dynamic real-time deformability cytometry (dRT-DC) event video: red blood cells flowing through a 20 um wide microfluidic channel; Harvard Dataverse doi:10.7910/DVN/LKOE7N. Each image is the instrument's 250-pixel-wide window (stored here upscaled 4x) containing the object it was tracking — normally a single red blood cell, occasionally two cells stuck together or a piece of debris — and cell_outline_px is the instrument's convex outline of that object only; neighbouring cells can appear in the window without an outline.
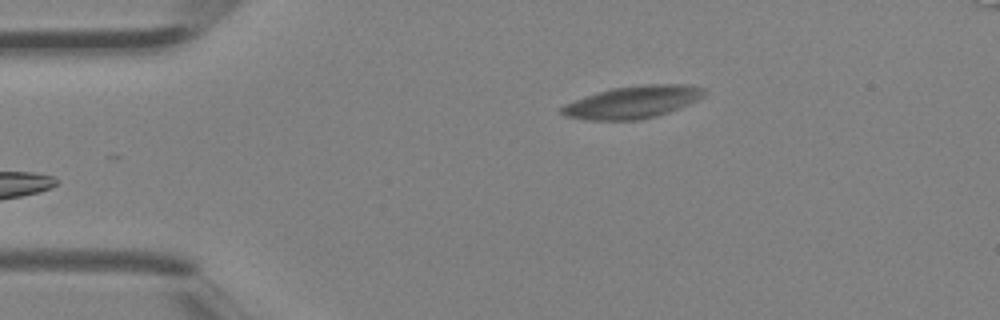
{"species": "Egyptian fruit bat (a non-hibernating species)", "species_latin": "Rousettus aegyptiacus", "temperature_condition": "room temperature", "stored_images_in_passage": 4, "camera_frame_rate_fps": 3000, "um_per_image_px": 0.085, "animal": {"sex": "female"}, "frame": {"image": 1, "passage_image": 4, "time_ms": 1.0, "image_size_px": [1000, 320], "cell_outline_px": [[708, 92], [704, 96], [688, 104], [668, 112], [656, 116], [640, 120], [584, 120], [564, 116], [560, 112], [560, 108], [564, 104], [584, 96], [596, 92], [612, 88], [648, 84], [688, 84], [704, 88]], "centroid_in_image_um": [53.76, 8.68], "position_along_channel_um": 31.2, "area_um2": 27.05}}